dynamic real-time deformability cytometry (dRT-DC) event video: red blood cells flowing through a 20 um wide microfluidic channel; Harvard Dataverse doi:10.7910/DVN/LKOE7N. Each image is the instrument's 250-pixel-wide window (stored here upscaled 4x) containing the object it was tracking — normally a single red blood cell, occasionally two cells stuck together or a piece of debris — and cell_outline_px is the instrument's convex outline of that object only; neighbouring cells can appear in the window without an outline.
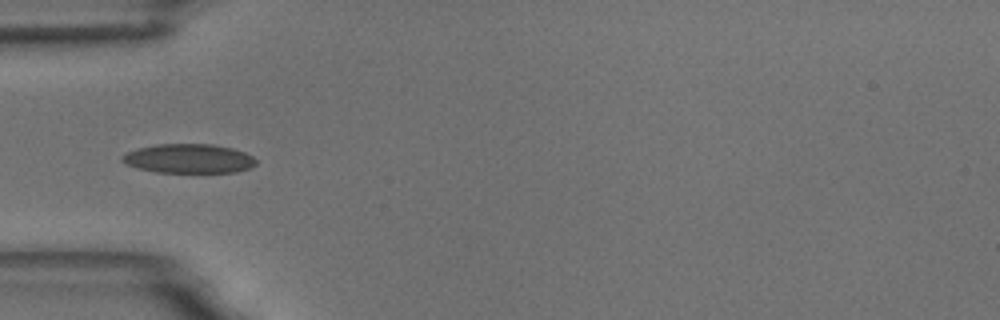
{"species": "common noctule bat (a hibernating species)", "species_latin": "Nyctalus noctula", "temperature_condition": "room temperature", "stored_images_in_passage": 9, "camera_frame_rate_fps": 3000, "um_per_image_px": 0.085, "animal": {"sex": "male", "body_mass_g": 18.8}, "frame": {"image": 1, "passage_image": 4, "time_ms": 3.333, "image_size_px": [1000, 320], "cell_outline_px": [[256, 164], [248, 168], [236, 172], [156, 172], [136, 168], [120, 160], [120, 156], [128, 152], [140, 148], [156, 144], [212, 144], [232, 148], [244, 152], [252, 156], [256, 160]], "centroid_in_image_um": [16.03, 13.48], "position_along_channel_um": 69.0, "area_um2": 22.66}}
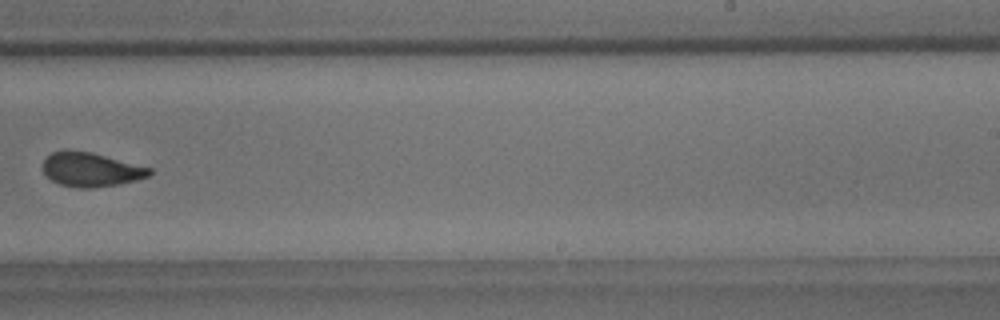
{"frame": {"image": 2, "passage_image": 9, "time_ms": 9.333, "image_size_px": [1000, 320], "cell_outline_px": [[152, 172], [148, 176], [136, 180], [120, 184], [92, 188], [76, 188], [60, 184], [52, 180], [44, 172], [44, 160], [52, 152], [64, 148], [92, 152], [152, 168]], "centroid_in_image_um": [7.73, 14.4], "position_along_channel_um": 281.3, "area_um2": 21.33}}